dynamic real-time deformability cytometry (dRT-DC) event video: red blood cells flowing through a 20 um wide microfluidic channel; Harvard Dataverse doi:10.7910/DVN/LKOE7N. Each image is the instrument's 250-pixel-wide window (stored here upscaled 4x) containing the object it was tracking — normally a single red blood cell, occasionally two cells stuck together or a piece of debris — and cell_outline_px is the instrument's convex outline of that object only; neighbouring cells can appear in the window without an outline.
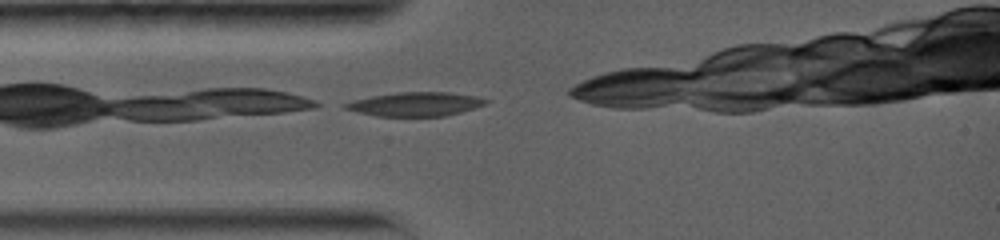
{"species": "common noctule bat (a hibernating species)", "species_latin": "Nyctalus noctula", "temperature_condition": "warm", "stored_images_in_passage": 18, "camera_frame_rate_fps": 5000, "um_per_image_px": 0.085, "animal": {"sex": "female", "body_mass_g": 19.0, "forearm_length_mm": 56.7}, "frame": {"image": 1, "passage_image": 1, "time_ms": 0.0, "image_size_px": [1000, 240], "cell_outline_px": [[488, 104], [476, 108], [444, 116], [376, 116], [356, 112], [344, 108], [340, 104], [352, 100], [372, 96], [396, 92], [448, 92], [476, 96], [488, 100]], "centroid_in_image_um": [35.29, 8.85], "position_along_channel_um": 49.7, "area_um2": 19.77}}